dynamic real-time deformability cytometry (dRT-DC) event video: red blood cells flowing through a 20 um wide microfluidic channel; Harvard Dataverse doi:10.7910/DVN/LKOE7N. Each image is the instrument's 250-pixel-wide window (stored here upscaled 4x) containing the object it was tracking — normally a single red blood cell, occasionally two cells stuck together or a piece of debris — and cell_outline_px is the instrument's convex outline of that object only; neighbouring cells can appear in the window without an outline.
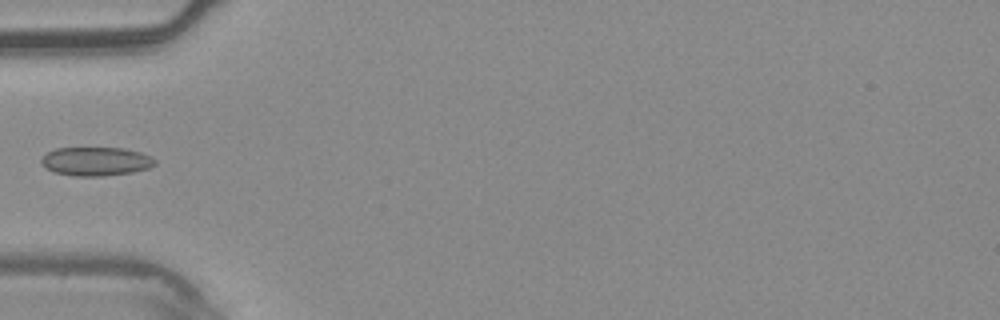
{"species": "common noctule bat (a hibernating species)", "species_latin": "Nyctalus noctula", "temperature_condition": "warm", "stored_images_in_passage": 6, "camera_frame_rate_fps": 3000, "um_per_image_px": 0.085, "animal": {"sex": "male", "body_mass_g": 20.4}, "frame": {"image": 1, "passage_image": 6, "time_ms": 1.667, "image_size_px": [1000, 320], "cell_outline_px": [[156, 164], [148, 168], [132, 172], [104, 176], [72, 176], [52, 172], [44, 168], [40, 160], [48, 152], [56, 148], [124, 148], [140, 152], [152, 156], [156, 160]], "centroid_in_image_um": [8.14, 13.72], "position_along_channel_um": 76.9, "area_um2": 19.19}}